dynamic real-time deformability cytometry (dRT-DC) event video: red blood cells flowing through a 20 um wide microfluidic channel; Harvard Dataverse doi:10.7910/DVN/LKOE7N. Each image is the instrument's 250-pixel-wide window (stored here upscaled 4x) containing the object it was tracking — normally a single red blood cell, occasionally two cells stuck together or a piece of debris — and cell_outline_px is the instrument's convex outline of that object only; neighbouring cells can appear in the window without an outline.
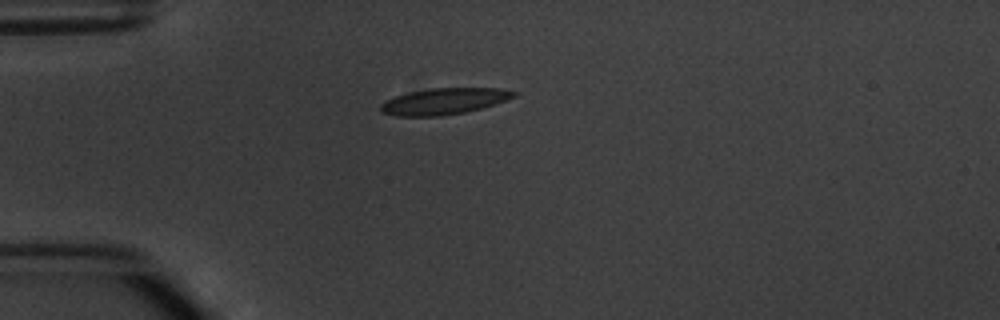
{"species": "common noctule bat (a hibernating species)", "species_latin": "Nyctalus noctula", "temperature_condition": "warm", "stored_images_in_passage": 1, "camera_frame_rate_fps": 3000, "um_per_image_px": 0.085, "animal": {"sex": "male", "body_mass_g": 20.1, "forearm_length_mm": 53.5}, "frame": {"image": 1, "passage_image": 1, "time_ms": 0.0, "image_size_px": [1000, 320], "cell_outline_px": [[516, 96], [480, 108], [464, 112], [440, 116], [396, 116], [384, 112], [380, 108], [380, 104], [396, 96], [408, 92], [432, 88], [500, 88], [516, 92]], "centroid_in_image_um": [37.72, 8.6], "position_along_channel_um": 47.3, "area_um2": 20.0}}